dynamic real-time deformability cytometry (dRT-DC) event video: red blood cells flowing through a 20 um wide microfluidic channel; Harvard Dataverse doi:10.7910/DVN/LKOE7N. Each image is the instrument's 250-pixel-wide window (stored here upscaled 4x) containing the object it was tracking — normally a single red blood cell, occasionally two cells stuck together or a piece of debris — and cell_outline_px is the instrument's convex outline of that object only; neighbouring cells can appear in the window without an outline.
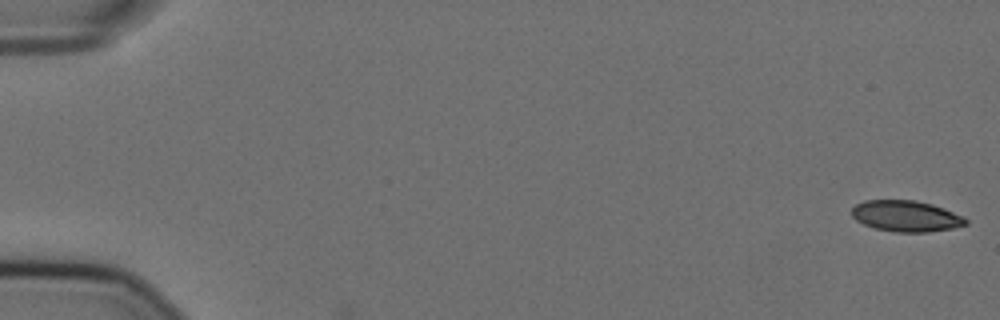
{"species": "Egyptian fruit bat (a non-hibernating species)", "species_latin": "Rousettus aegyptiacus", "temperature_condition": "cold", "stored_images_in_passage": 13, "camera_frame_rate_fps": 3000, "um_per_image_px": 0.085, "animal": {"sex": "female"}, "frame": {"image": 1, "passage_image": 1, "time_ms": 0.0, "image_size_px": [1000, 320], "cell_outline_px": [[968, 224], [952, 228], [928, 232], [896, 232], [876, 228], [864, 224], [856, 220], [852, 216], [852, 208], [856, 204], [864, 200], [916, 200], [932, 204], [944, 208], [964, 216], [968, 220]], "centroid_in_image_um": [77.03, 18.36], "position_along_channel_um": 8.0, "area_um2": 20.69}}